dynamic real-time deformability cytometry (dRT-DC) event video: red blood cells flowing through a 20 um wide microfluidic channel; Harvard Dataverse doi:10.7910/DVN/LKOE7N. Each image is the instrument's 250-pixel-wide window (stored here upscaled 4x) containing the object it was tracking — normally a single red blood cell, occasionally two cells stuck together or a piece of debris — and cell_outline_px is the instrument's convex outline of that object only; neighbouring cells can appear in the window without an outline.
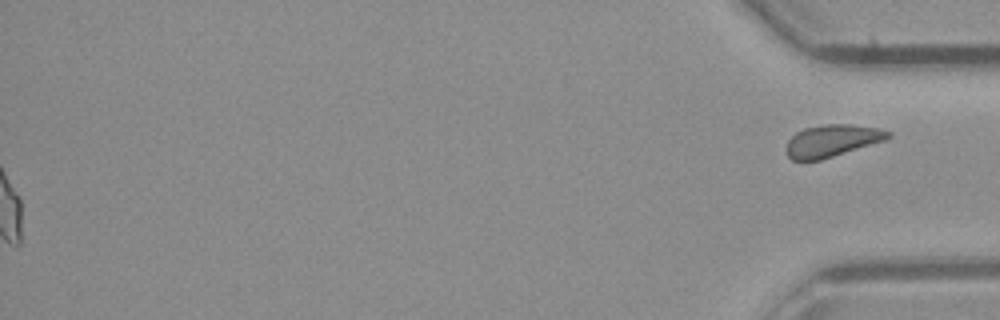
{"species": "common noctule bat (a hibernating species)", "species_latin": "Nyctalus noctula", "temperature_condition": "room temperature", "stored_images_in_passage": 48, "segment_of_instrument_passage": [2, 2], "camera_frame_rate_fps": 3000, "um_per_image_px": 0.085, "animal": {"sex": "male", "body_mass_g": 23.1, "forearm_length_mm": 52.7}, "frame": {"image": 1, "passage_image": 48, "time_ms": 15.667, "image_size_px": [1000, 320], "cell_outline_px": [[892, 136], [884, 140], [820, 160], [792, 160], [788, 156], [784, 148], [788, 140], [796, 132], [804, 128], [824, 124], [852, 124], [880, 128], [892, 132]], "centroid_in_image_um": [70.7, 11.94], "position_along_channel_um": 364.5, "area_um2": 19.07}}